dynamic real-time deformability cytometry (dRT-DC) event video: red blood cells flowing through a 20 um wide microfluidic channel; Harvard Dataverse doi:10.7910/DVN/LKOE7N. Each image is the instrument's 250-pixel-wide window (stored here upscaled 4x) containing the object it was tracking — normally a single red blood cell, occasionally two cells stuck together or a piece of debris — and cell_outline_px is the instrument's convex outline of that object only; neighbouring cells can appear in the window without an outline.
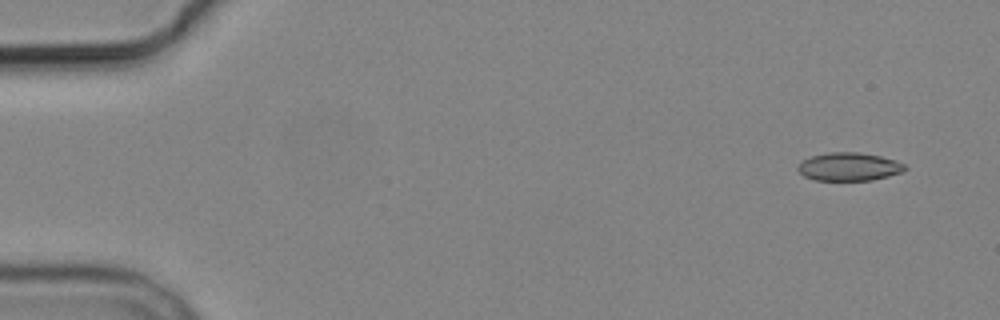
{"species": "common noctule bat (a hibernating species)", "species_latin": "Nyctalus noctula", "temperature_condition": "cold", "stored_images_in_passage": 2, "camera_frame_rate_fps": 3000, "um_per_image_px": 0.085, "animal": {"sex": "male", "body_mass_g": 19.2, "forearm_length_mm": 51.8}, "frame": {"image": 1, "passage_image": 1, "time_ms": 0.0, "image_size_px": [1000, 320], "cell_outline_px": [[908, 168], [904, 172], [872, 180], [816, 180], [804, 176], [796, 168], [804, 160], [812, 156], [828, 152], [860, 152], [880, 156], [896, 160], [904, 164]], "centroid_in_image_um": [72.21, 14.17], "position_along_channel_um": 12.8, "area_um2": 17.57}}